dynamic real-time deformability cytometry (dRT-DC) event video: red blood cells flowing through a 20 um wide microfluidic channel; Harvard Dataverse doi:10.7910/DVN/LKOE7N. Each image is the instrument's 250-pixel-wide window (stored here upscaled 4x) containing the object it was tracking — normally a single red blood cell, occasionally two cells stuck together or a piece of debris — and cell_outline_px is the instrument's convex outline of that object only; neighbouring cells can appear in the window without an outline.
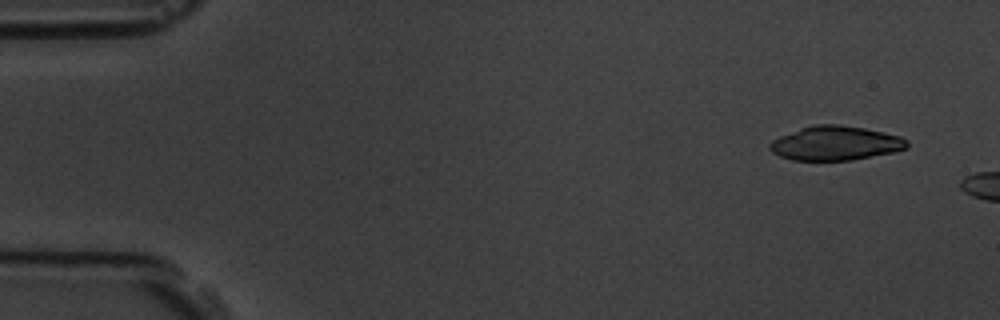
{"species": "common noctule bat (a hibernating species)", "species_latin": "Nyctalus noctula", "temperature_condition": "room temperature", "stored_images_in_passage": 3, "camera_frame_rate_fps": 3000, "um_per_image_px": 0.085, "animal": {"sex": "male", "body_mass_g": 19.5, "forearm_length_mm": 54.6}, "frame": {"image": 1, "passage_image": 1, "time_ms": 0.0, "image_size_px": [1000, 320], "cell_outline_px": [[908, 148], [892, 152], [852, 160], [792, 160], [780, 156], [772, 152], [768, 148], [768, 144], [772, 140], [780, 136], [800, 128], [816, 124], [840, 124], [864, 128], [884, 132], [900, 136], [908, 140]], "centroid_in_image_um": [71.0, 12.17], "position_along_channel_um": 14.0, "area_um2": 27.4}}